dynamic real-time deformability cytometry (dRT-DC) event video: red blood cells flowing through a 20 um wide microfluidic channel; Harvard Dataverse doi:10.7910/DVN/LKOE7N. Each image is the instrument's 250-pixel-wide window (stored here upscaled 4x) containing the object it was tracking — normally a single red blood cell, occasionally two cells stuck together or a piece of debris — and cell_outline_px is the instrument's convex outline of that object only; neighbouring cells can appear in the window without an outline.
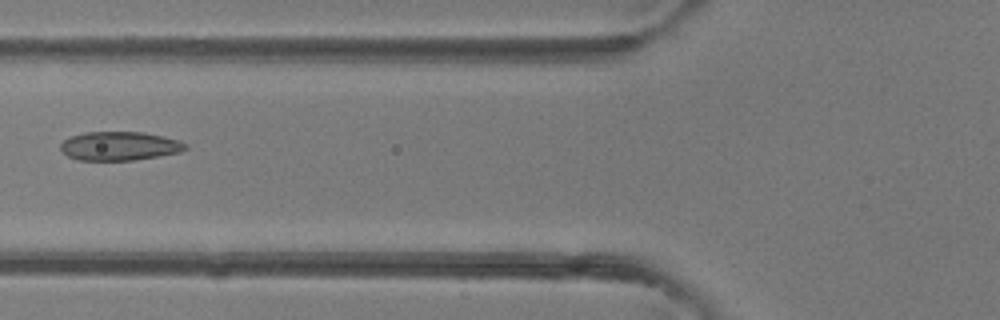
{"species": "common noctule bat (a hibernating species)", "species_latin": "Nyctalus noctula", "temperature_condition": "room temperature", "stored_images_in_passage": 2, "camera_frame_rate_fps": 3000, "um_per_image_px": 0.085, "animal": {"sex": "female"}, "frame": {"image": 1, "passage_image": 2, "time_ms": 1.0, "image_size_px": [1000, 320], "cell_outline_px": [[188, 148], [180, 152], [160, 156], [132, 160], [76, 160], [68, 156], [60, 148], [60, 144], [64, 140], [72, 136], [84, 132], [144, 132], [180, 140], [188, 144]], "centroid_in_image_um": [10.19, 12.41], "position_along_channel_um": 115.6, "area_um2": 21.04}}